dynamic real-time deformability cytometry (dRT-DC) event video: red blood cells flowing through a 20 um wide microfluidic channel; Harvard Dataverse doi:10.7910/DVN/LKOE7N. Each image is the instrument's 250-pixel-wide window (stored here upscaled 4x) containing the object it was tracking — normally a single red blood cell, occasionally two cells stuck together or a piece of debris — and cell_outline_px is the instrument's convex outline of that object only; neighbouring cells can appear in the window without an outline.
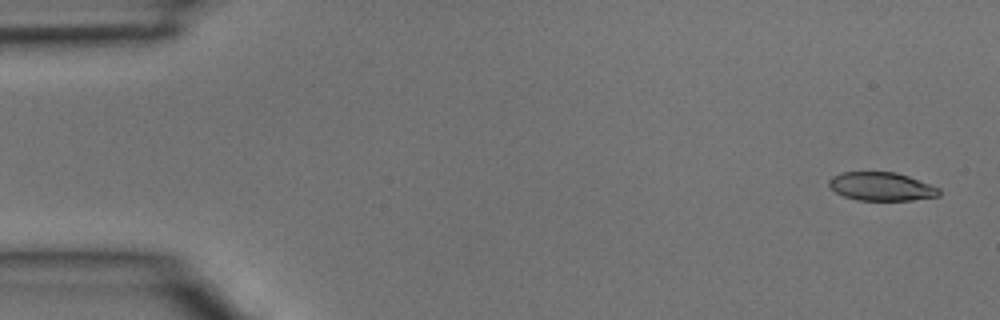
{"species": "common noctule bat (a hibernating species)", "species_latin": "Nyctalus noctula", "temperature_condition": "room temperature", "stored_images_in_passage": 4, "camera_frame_rate_fps": 3000, "um_per_image_px": 0.085, "animal": {"sex": "male", "body_mass_g": 15.6}, "frame": {"image": 1, "passage_image": 1, "time_ms": 0.0, "image_size_px": [1000, 320], "cell_outline_px": [[940, 196], [912, 200], [856, 200], [844, 196], [836, 192], [828, 184], [828, 180], [832, 176], [840, 172], [896, 172], [908, 176], [940, 188]], "centroid_in_image_um": [74.91, 15.85], "position_along_channel_um": 10.1, "area_um2": 18.26}}
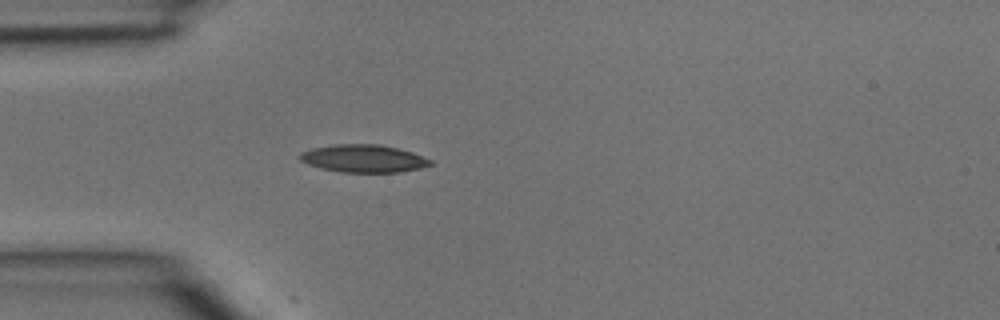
{"frame": {"image": 2, "passage_image": 4, "time_ms": 1.0, "image_size_px": [1000, 320], "cell_outline_px": [[432, 164], [420, 168], [400, 172], [340, 172], [308, 164], [300, 160], [296, 156], [300, 152], [312, 148], [332, 144], [380, 144], [412, 152], [432, 160]], "centroid_in_image_um": [30.87, 13.46], "position_along_channel_um": 54.1, "area_um2": 21.04}}